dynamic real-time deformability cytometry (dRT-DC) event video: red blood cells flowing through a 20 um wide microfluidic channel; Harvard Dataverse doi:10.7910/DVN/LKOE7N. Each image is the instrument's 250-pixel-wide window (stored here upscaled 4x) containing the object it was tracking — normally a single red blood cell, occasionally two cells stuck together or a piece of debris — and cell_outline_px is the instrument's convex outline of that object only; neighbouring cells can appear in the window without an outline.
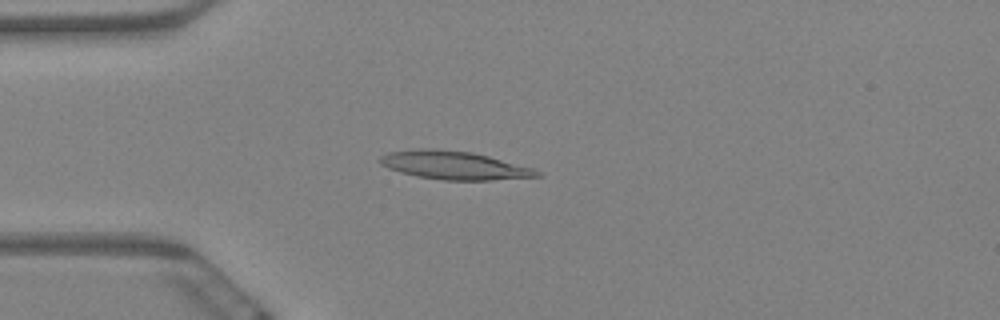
{"species": "Egyptian fruit bat (a non-hibernating species)", "species_latin": "Rousettus aegyptiacus", "temperature_condition": "warm", "stored_images_in_passage": 6, "camera_frame_rate_fps": 3000, "um_per_image_px": 0.085, "animal": {"sex": "female"}, "frame": {"image": 1, "passage_image": 5, "time_ms": 1.333, "image_size_px": [1000, 320], "cell_outline_px": [[540, 176], [492, 180], [444, 180], [416, 176], [400, 172], [388, 168], [380, 164], [376, 160], [380, 156], [388, 152], [416, 148], [436, 148], [472, 152], [536, 168], [540, 172]], "centroid_in_image_um": [38.56, 14.04], "position_along_channel_um": 46.4, "area_um2": 26.18}}